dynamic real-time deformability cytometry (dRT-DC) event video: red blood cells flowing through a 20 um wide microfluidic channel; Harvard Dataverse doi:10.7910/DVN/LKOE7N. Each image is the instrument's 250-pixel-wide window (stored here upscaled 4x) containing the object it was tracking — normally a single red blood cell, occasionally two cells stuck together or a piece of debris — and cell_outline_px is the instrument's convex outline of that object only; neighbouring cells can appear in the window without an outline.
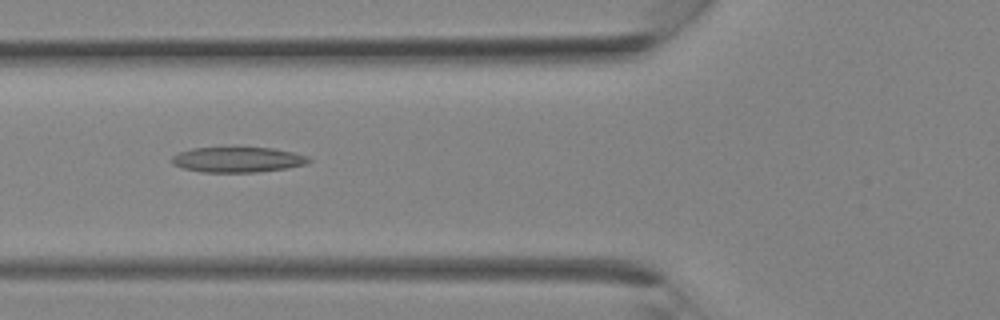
{"species": "Egyptian fruit bat (a non-hibernating species)", "species_latin": "Rousettus aegyptiacus", "temperature_condition": "room temperature", "stored_images_in_passage": 8, "camera_frame_rate_fps": 3000, "um_per_image_px": 0.085, "animal": {"sex": "female"}, "frame": {"image": 1, "passage_image": 3, "time_ms": 0.667, "image_size_px": [1000, 320], "cell_outline_px": [[312, 160], [304, 164], [288, 168], [256, 172], [200, 172], [180, 168], [172, 164], [172, 156], [180, 152], [192, 148], [272, 148], [292, 152], [308, 156]], "centroid_in_image_um": [20.17, 13.58], "position_along_channel_um": 105.6, "area_um2": 20.11}}
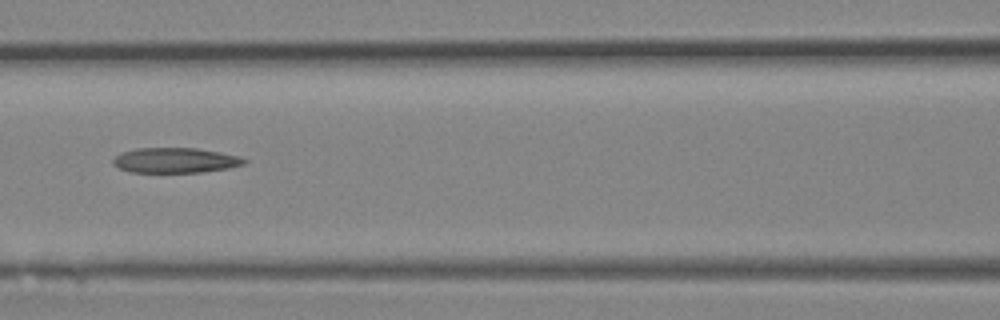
{"frame": {"image": 2, "passage_image": 5, "time_ms": 1.333, "image_size_px": [1000, 320], "cell_outline_px": [[248, 160], [244, 164], [228, 168], [204, 172], [128, 172], [112, 164], [112, 160], [120, 152], [136, 148], [196, 148], [220, 152], [240, 156]], "centroid_in_image_um": [14.89, 13.62], "position_along_channel_um": 151.7, "area_um2": 19.31}}
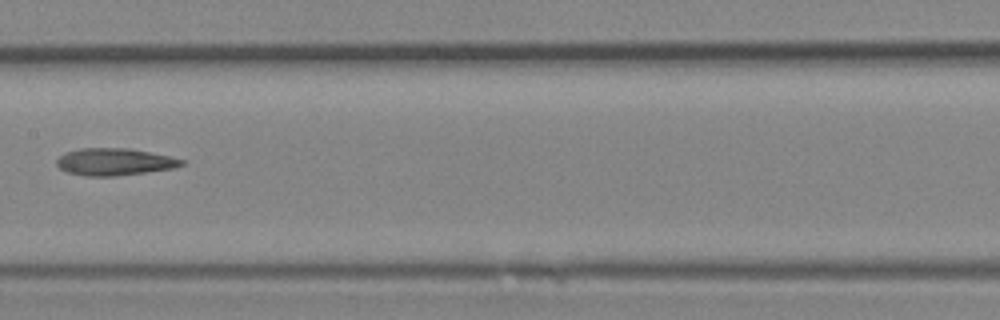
{"frame": {"image": 3, "passage_image": 7, "time_ms": 2.0, "image_size_px": [1000, 320], "cell_outline_px": [[188, 164], [176, 168], [116, 176], [84, 176], [68, 172], [60, 168], [56, 164], [56, 160], [60, 156], [68, 152], [80, 148], [128, 148], [188, 160]], "centroid_in_image_um": [9.8, 13.76], "position_along_channel_um": 197.6, "area_um2": 19.83}}